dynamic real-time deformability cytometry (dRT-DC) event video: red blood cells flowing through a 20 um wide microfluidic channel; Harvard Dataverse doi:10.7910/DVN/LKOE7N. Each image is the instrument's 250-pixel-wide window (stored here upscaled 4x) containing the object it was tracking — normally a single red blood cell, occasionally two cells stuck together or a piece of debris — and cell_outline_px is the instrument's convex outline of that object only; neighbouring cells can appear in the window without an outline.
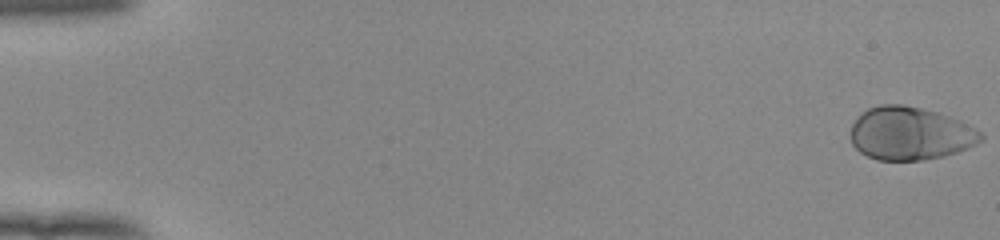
{"species": "human", "species_latin": "Homo sapiens", "temperature_condition": "room temperature", "stored_images_in_passage": 54, "camera_frame_rate_fps": 3000, "um_per_image_px": 0.085, "donor": {"sex": "female"}, "frame": {"image": 1, "passage_image": 1, "time_ms": 0.0, "image_size_px": [1000, 240], "cell_outline_px": [[984, 140], [968, 148], [944, 156], [924, 160], [876, 160], [860, 152], [852, 144], [848, 136], [852, 124], [868, 108], [880, 104], [904, 104], [936, 112], [960, 120], [976, 128], [984, 136]], "centroid_in_image_um": [77.36, 11.35], "position_along_channel_um": 7.6, "area_um2": 40.52}}
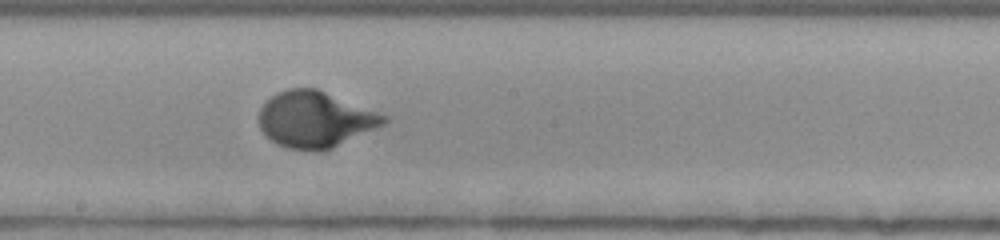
{"frame": {"image": 2, "passage_image": 31, "time_ms": 10.0, "image_size_px": [1000, 240], "cell_outline_px": [[388, 120], [384, 124], [376, 128], [332, 148], [288, 148], [264, 136], [260, 128], [260, 108], [276, 92], [288, 88], [316, 88], [388, 116]], "centroid_in_image_um": [26.78, 10.11], "position_along_channel_um": 221.4, "area_um2": 39.94}}
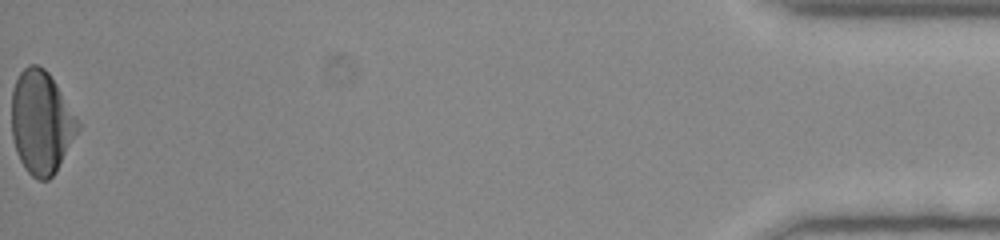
{"frame": {"image": 3, "passage_image": 54, "time_ms": 17.667, "image_size_px": [1000, 240], "cell_outline_px": [[80, 128], [56, 172], [48, 180], [36, 180], [24, 168], [16, 152], [12, 136], [12, 88], [20, 72], [28, 64], [36, 64], [44, 68], [48, 72], [56, 84], [80, 124]], "centroid_in_image_um": [3.49, 10.41], "position_along_channel_um": 431.7, "area_um2": 39.65}, "authors_computed_cell_mechanics": {"area_um2": 39.304, "velocity_mm_per_s": 3.9273, "shape_relaxation_time_tau1_ms": 2.7651, "shape_relaxation_time_tau2_ms": null, "deformation_change_tau1": 0.1801, "deformation_change_tau2": null}}